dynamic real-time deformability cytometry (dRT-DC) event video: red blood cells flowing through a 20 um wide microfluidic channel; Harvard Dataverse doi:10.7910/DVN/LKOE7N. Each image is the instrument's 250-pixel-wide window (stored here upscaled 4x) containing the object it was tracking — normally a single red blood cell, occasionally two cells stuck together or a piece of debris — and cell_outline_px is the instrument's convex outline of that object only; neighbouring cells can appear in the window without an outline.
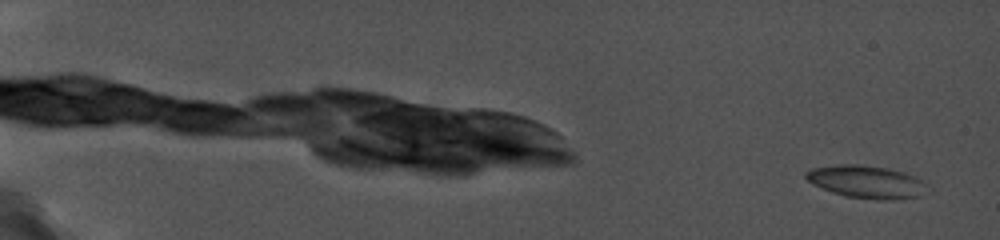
{"species": "common noctule bat (a hibernating species)", "species_latin": "Nyctalus noctula", "temperature_condition": "cold", "stored_images_in_passage": 10, "camera_frame_rate_fps": 5000, "um_per_image_px": 0.085, "animal": {"sex": "female", "body_mass_g": 19.0, "forearm_length_mm": 56.7}, "frame": {"image": 1, "passage_image": 1, "time_ms": 0.0, "image_size_px": [1000, 240], "cell_outline_px": [[932, 188], [920, 196], [892, 200], [884, 200], [844, 196], [832, 192], [812, 184], [804, 176], [804, 172], [812, 168], [840, 164], [856, 164], [888, 168], [904, 172], [928, 184]], "centroid_in_image_um": [73.67, 15.46], "position_along_channel_um": 11.3, "area_um2": 23.24}}
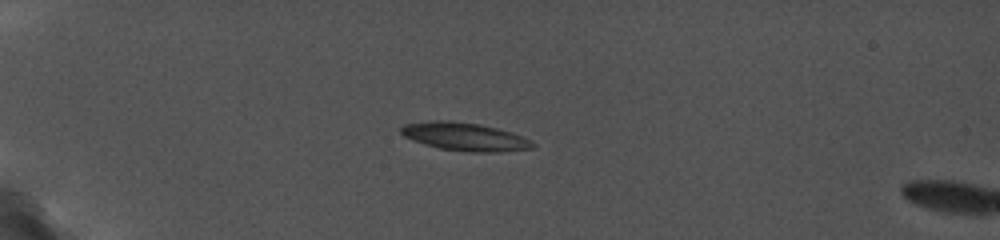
{"frame": {"image": 2, "passage_image": 7, "time_ms": 5.2, "image_size_px": [1000, 240], "cell_outline_px": [[536, 144], [532, 148], [500, 152], [472, 152], [440, 148], [424, 144], [412, 140], [404, 136], [400, 132], [400, 128], [404, 124], [428, 120], [452, 120], [480, 124], [512, 132], [532, 140]], "centroid_in_image_um": [39.5, 11.6], "position_along_channel_um": 45.5, "area_um2": 21.73}}
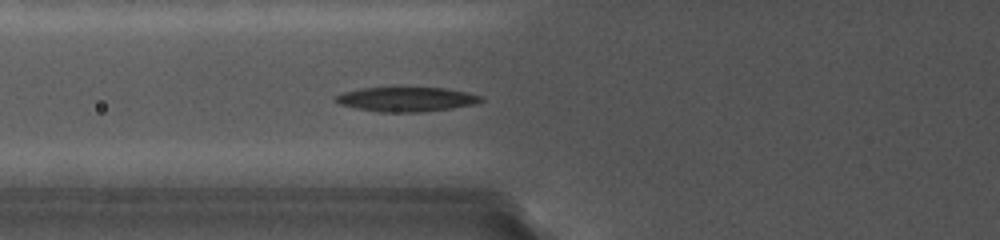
{"frame": {"image": 3, "passage_image": 10, "time_ms": 7.8, "image_size_px": [1000, 240], "cell_outline_px": [[484, 100], [476, 104], [452, 108], [420, 112], [380, 112], [356, 108], [340, 104], [332, 100], [336, 96], [344, 92], [360, 88], [392, 84], [400, 84], [444, 88], [468, 92], [484, 96]], "centroid_in_image_um": [34.54, 8.37], "position_along_channel_um": 91.3, "area_um2": 22.08}}